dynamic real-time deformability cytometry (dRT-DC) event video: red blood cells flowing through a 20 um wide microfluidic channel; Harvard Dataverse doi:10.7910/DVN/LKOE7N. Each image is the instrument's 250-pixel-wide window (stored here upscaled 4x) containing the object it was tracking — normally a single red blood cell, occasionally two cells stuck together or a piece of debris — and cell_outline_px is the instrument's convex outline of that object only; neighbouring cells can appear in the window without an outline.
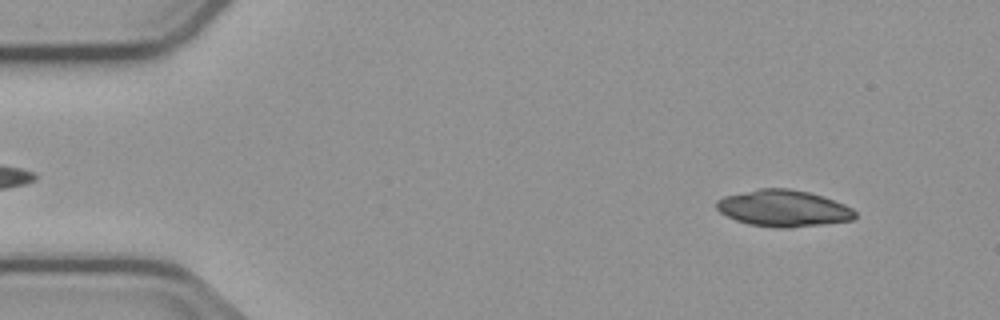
{"species": "common noctule bat (a hibernating species)", "species_latin": "Nyctalus noctula", "temperature_condition": "cold", "stored_images_in_passage": 53, "camera_frame_rate_fps": 3000, "um_per_image_px": 0.085, "animal": {"sex": "male", "body_mass_g": 23.1, "forearm_length_mm": 52.7}, "frame": {"image": 1, "passage_image": 5, "time_ms": 1.333, "image_size_px": [1000, 320], "cell_outline_px": [[856, 216], [852, 220], [824, 224], [788, 228], [776, 228], [748, 224], [736, 220], [720, 212], [716, 208], [716, 200], [724, 196], [760, 188], [788, 188], [808, 192], [844, 204], [852, 208], [856, 212]], "centroid_in_image_um": [66.57, 17.71], "position_along_channel_um": 18.4, "area_um2": 29.42}}